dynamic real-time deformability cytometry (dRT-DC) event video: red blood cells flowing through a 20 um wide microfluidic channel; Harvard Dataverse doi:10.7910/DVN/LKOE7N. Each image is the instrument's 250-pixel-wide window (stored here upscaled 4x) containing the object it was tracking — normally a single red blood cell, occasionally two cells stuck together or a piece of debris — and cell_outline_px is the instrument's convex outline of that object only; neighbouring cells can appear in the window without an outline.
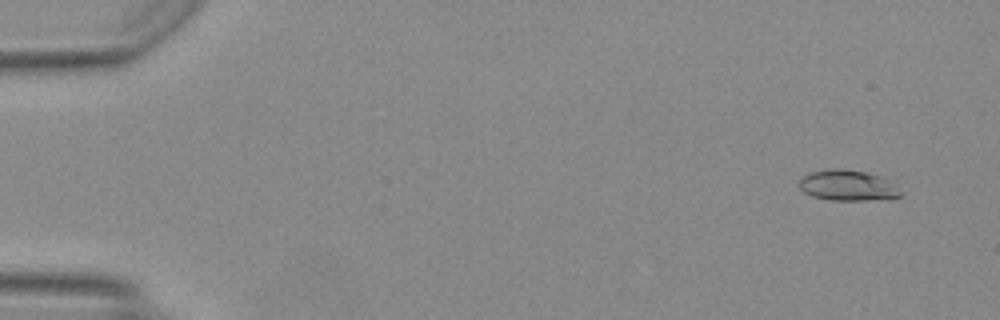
{"species": "Egyptian fruit bat (a non-hibernating species)", "species_latin": "Rousettus aegyptiacus", "temperature_condition": "warm", "stored_images_in_passage": 50, "camera_frame_rate_fps": 3000, "um_per_image_px": 0.085, "animal": {"sex": "female"}, "frame": {"image": 1, "passage_image": 4, "time_ms": 1.0, "image_size_px": [1000, 320], "cell_outline_px": [[900, 196], [868, 200], [832, 200], [812, 196], [804, 192], [800, 188], [800, 180], [808, 172], [832, 168], [840, 168], [868, 172], [892, 180], [900, 192]], "centroid_in_image_um": [72.05, 15.74], "position_along_channel_um": 13.0, "area_um2": 18.09}}
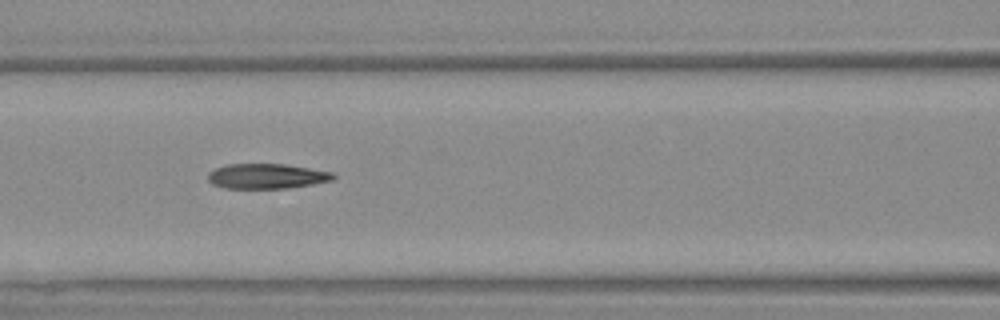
{"frame": {"image": 2, "passage_image": 23, "time_ms": 7.333, "image_size_px": [1000, 320], "cell_outline_px": [[336, 176], [332, 180], [312, 184], [288, 188], [224, 188], [212, 184], [208, 180], [208, 172], [216, 168], [228, 164], [284, 164], [332, 172]], "centroid_in_image_um": [22.64, 14.97], "position_along_channel_um": 144.0, "area_um2": 18.15}}
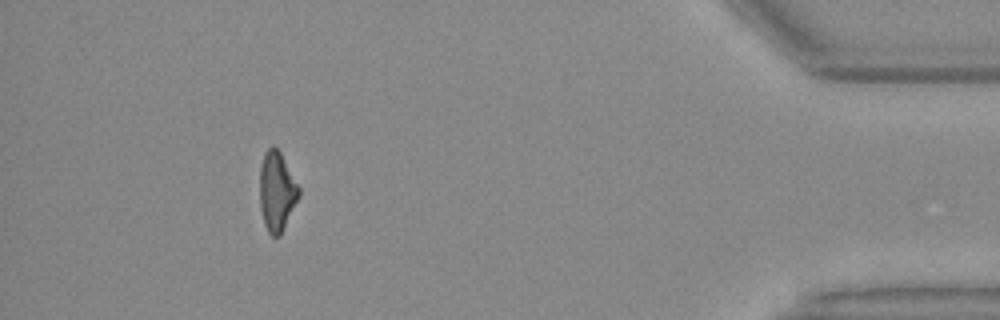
{"frame": {"image": 3, "passage_image": 46, "time_ms": 15.0, "image_size_px": [1000, 320], "cell_outline_px": [[300, 196], [280, 236], [272, 236], [268, 232], [264, 224], [260, 208], [260, 168], [264, 152], [272, 144], [280, 152], [300, 188]], "centroid_in_image_um": [23.53, 16.27], "position_along_channel_um": 411.7, "area_um2": 18.15}, "authors_computed_cell_mechanics": {"area_um2": 18.5827, "velocity_mm_per_s": 4.2197, "shape_relaxation_time_tau1_ms": 6.2079, "shape_relaxation_time_tau2_ms": 3.9869, "deformation_change_tau1": 0.2213, "deformation_change_tau2": 0.1149}}